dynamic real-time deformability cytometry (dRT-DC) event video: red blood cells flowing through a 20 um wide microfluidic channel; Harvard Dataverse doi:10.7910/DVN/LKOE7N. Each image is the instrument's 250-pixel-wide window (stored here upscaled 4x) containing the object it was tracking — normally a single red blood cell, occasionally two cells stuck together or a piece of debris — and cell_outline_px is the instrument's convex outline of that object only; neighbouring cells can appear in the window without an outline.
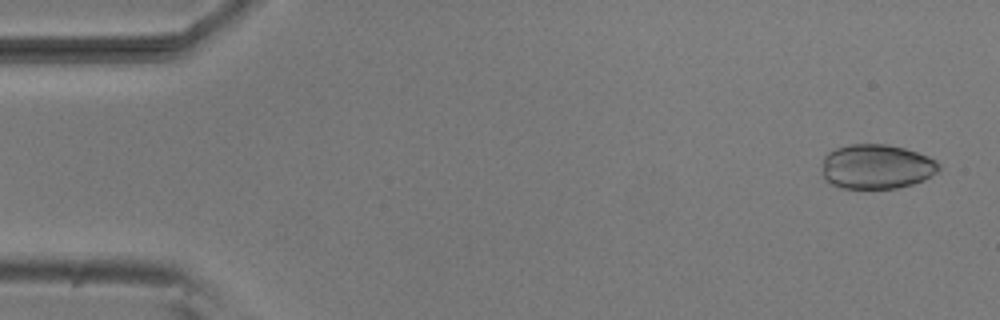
{"species": "common noctule bat (a hibernating species)", "species_latin": "Nyctalus noctula", "temperature_condition": "room temperature", "stored_images_in_passage": 52, "camera_frame_rate_fps": 3000, "um_per_image_px": 0.085, "animal": {"sex": "male", "body_mass_g": 20.5, "forearm_length_mm": 52.5}, "frame": {"image": 1, "passage_image": 2, "time_ms": 0.333, "image_size_px": [1000, 320], "cell_outline_px": [[940, 168], [936, 172], [924, 180], [912, 184], [896, 188], [840, 188], [824, 180], [824, 156], [828, 152], [836, 148], [848, 144], [884, 144], [904, 148], [928, 156], [936, 160], [940, 164]], "centroid_in_image_um": [74.51, 14.16], "position_along_channel_um": 10.5, "area_um2": 30.29}}
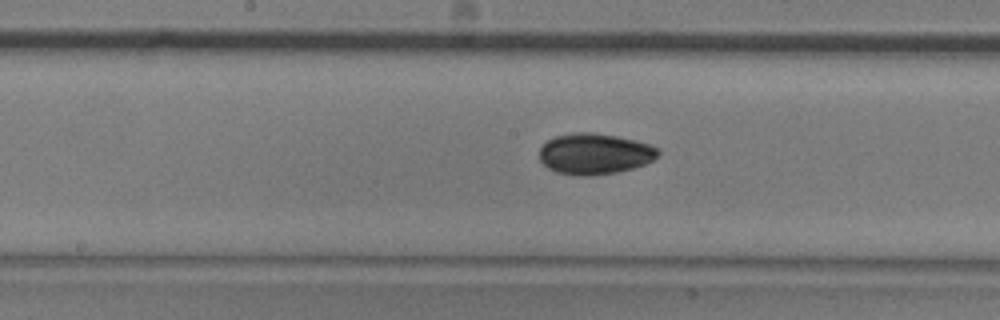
{"frame": {"image": 2, "passage_image": 26, "time_ms": 8.333, "image_size_px": [1000, 320], "cell_outline_px": [[660, 152], [652, 160], [644, 164], [632, 168], [616, 172], [588, 176], [580, 176], [556, 172], [548, 168], [540, 160], [540, 148], [552, 136], [572, 132], [596, 132], [636, 140], [652, 144], [660, 148]], "centroid_in_image_um": [50.55, 13.05], "position_along_channel_um": 197.7, "area_um2": 28.55}}
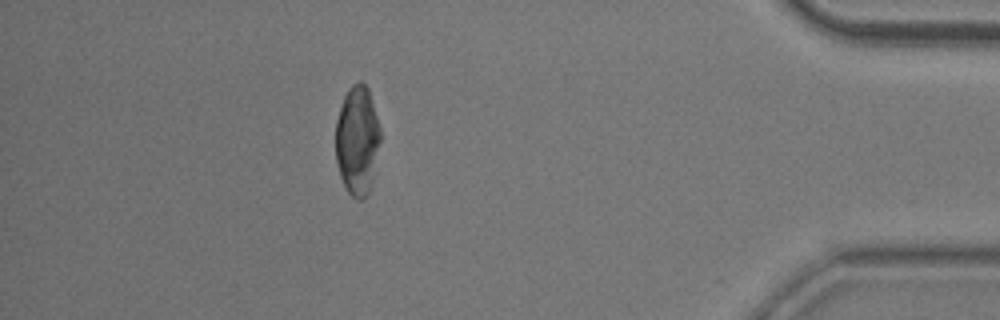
{"frame": {"image": 3, "passage_image": 46, "time_ms": 15.0, "image_size_px": [1000, 320], "cell_outline_px": [[380, 140], [372, 180], [368, 192], [360, 200], [356, 200], [348, 192], [340, 176], [336, 164], [336, 120], [344, 96], [348, 88], [352, 84], [360, 80], [368, 88], [380, 128]], "centroid_in_image_um": [30.35, 11.91], "position_along_channel_um": 404.8, "area_um2": 28.26}, "authors_computed_cell_mechanics": {"area_um2": 29.1023, "velocity_mm_per_s": 3.8193, "shape_relaxation_time_tau1_ms": 7.725, "shape_relaxation_time_tau2_ms": 3.8626, "deformation_change_tau1": 0.1504, "deformation_change_tau2": 0.0483}}